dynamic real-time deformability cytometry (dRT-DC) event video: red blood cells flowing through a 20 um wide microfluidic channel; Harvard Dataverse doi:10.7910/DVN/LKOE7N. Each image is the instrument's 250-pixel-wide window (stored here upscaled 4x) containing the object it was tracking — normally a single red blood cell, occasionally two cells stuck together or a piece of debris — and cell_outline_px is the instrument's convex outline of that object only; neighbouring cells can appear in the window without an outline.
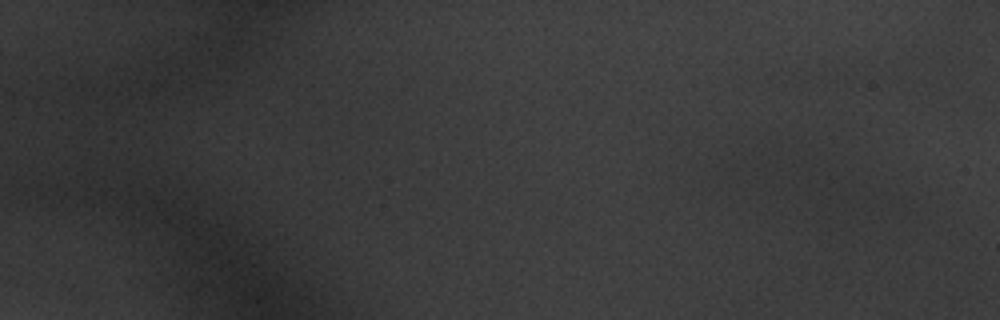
{"species": "common noctule bat (a hibernating species)", "species_latin": "Nyctalus noctula", "temperature_condition": "warm", "stored_images_in_passage": 4, "camera_frame_rate_fps": 3000, "um_per_image_px": 0.085, "animal": {"sex": "male", "body_mass_g": 20.1, "forearm_length_mm": 53.5}, "frame": {"image": 1, "passage_image": 1, "time_ms": 0.0, "image_size_px": [1000, 320], "cell_outline_px": [[908, 212], [864, 212], [824, 196], [808, 184], [792, 164], [800, 156], [884, 192], [904, 204]], "centroid_in_image_um": [71.95, 16.06], "position_along_channel_um": 13.0, "area_um2": 18.96}}